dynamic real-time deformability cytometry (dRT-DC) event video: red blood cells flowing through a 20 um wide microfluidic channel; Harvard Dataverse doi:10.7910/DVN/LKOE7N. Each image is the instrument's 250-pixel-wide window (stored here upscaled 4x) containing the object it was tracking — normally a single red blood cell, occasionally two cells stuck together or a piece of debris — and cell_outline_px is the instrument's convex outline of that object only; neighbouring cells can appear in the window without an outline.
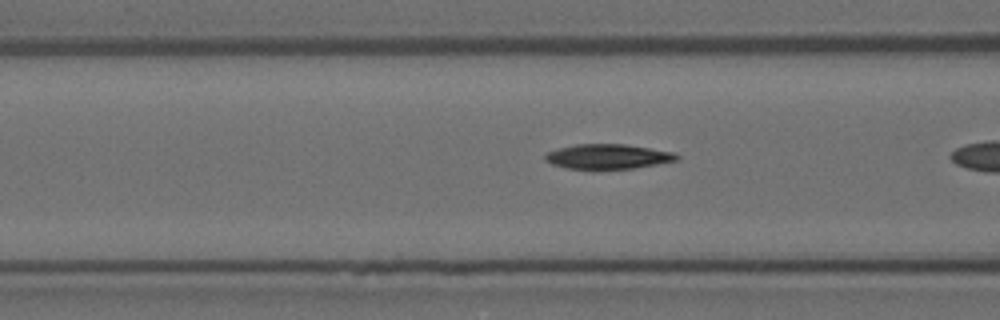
{"species": "Egyptian fruit bat (a non-hibernating species)", "species_latin": "Rousettus aegyptiacus", "temperature_condition": "room temperature", "stored_images_in_passage": 13, "camera_frame_rate_fps": 3000, "um_per_image_px": 0.085, "animal": {"sex": "female"}, "frame": {"image": 1, "passage_image": 10, "time_ms": 3.0, "image_size_px": [1000, 320], "cell_outline_px": [[680, 160], [632, 168], [592, 172], [568, 168], [552, 164], [544, 160], [544, 156], [548, 152], [560, 148], [576, 144], [624, 144], [672, 152], [680, 156]], "centroid_in_image_um": [51.64, 13.35], "position_along_channel_um": 115.0, "area_um2": 19.54}}